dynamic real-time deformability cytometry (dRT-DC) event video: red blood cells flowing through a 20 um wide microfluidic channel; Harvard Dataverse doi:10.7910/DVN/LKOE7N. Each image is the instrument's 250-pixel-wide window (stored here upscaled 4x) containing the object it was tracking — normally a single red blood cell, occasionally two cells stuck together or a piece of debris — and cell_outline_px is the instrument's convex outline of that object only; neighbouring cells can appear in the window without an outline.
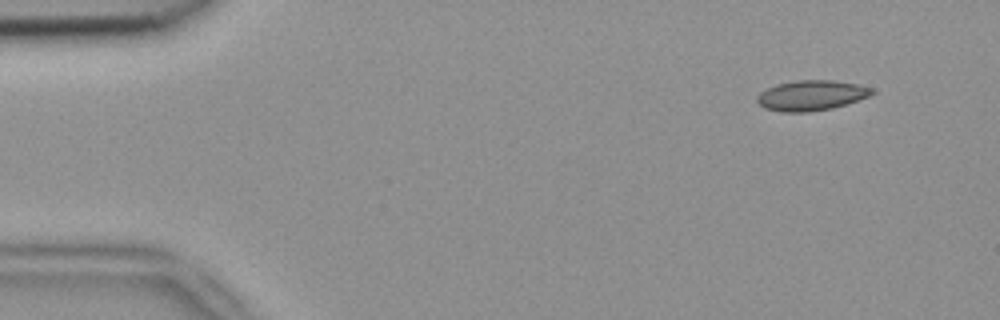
{"species": "common noctule bat (a hibernating species)", "species_latin": "Nyctalus noctula", "temperature_condition": "room temperature", "stored_images_in_passage": 5, "camera_frame_rate_fps": 3000, "um_per_image_px": 0.085, "animal": {"sex": "female", "body_mass_g": 18.4}, "frame": {"image": 1, "passage_image": 1, "time_ms": 0.0, "image_size_px": [1000, 320], "cell_outline_px": [[876, 92], [868, 96], [832, 108], [808, 112], [780, 112], [764, 108], [756, 100], [756, 96], [760, 92], [776, 84], [796, 80], [832, 80], [856, 84], [872, 88]], "centroid_in_image_um": [68.92, 8.11], "position_along_channel_um": 16.1, "area_um2": 20.11}}